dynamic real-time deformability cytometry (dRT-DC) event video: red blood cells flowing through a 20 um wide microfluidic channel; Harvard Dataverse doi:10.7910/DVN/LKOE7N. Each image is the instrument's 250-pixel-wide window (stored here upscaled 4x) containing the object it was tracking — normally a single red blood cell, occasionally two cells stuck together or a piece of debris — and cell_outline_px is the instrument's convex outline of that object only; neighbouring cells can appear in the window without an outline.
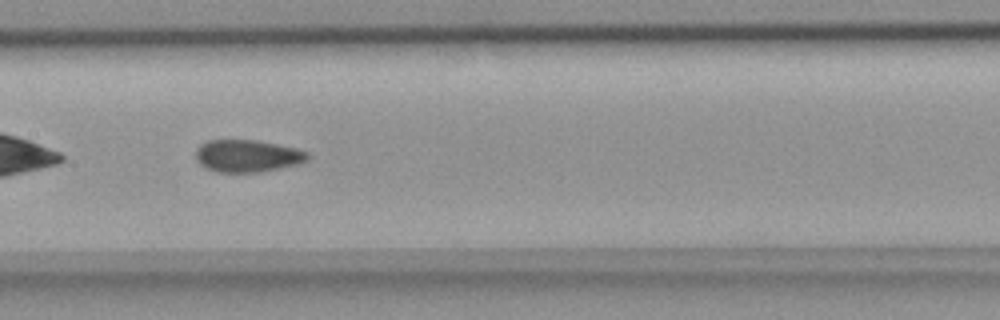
{"species": "common noctule bat (a hibernating species)", "species_latin": "Nyctalus noctula", "temperature_condition": "room temperature", "stored_images_in_passage": 9, "camera_frame_rate_fps": 3000, "um_per_image_px": 0.085, "animal": {"sex": "female", "body_mass_g": 18.4}, "frame": {"image": 1, "passage_image": 7, "time_ms": 2.0, "image_size_px": [1000, 320], "cell_outline_px": [[308, 160], [300, 164], [260, 172], [216, 172], [204, 168], [196, 160], [196, 148], [200, 144], [208, 140], [256, 140], [296, 148], [308, 152]], "centroid_in_image_um": [21.01, 13.26], "position_along_channel_um": 186.4, "area_um2": 21.21}}
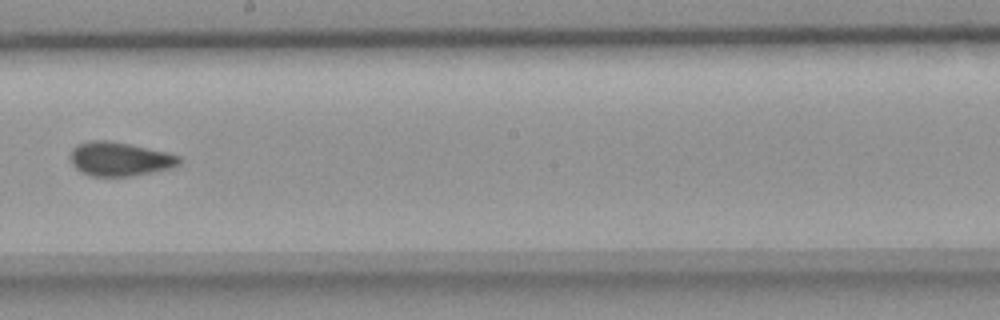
{"frame": {"image": 2, "passage_image": 8, "time_ms": 2.333, "image_size_px": [1000, 320], "cell_outline_px": [[180, 164], [176, 168], [128, 176], [92, 176], [80, 172], [72, 164], [72, 148], [76, 144], [92, 140], [108, 140], [168, 152], [180, 156]], "centroid_in_image_um": [10.21, 13.52], "position_along_channel_um": 238.0, "area_um2": 21.56}}
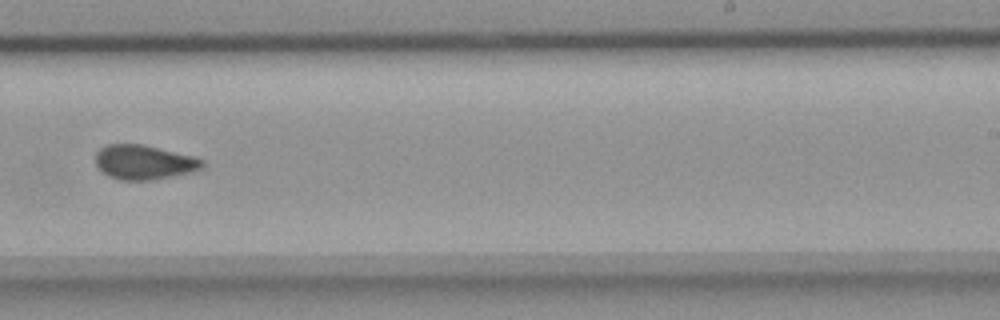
{"frame": {"image": 3, "passage_image": 9, "time_ms": 2.667, "image_size_px": [1000, 320], "cell_outline_px": [[204, 168], [192, 172], [152, 180], [120, 180], [108, 176], [96, 164], [96, 152], [100, 148], [108, 144], [140, 144], [196, 156], [204, 160]], "centroid_in_image_um": [12.28, 13.79], "position_along_channel_um": 276.7, "area_um2": 21.5}}